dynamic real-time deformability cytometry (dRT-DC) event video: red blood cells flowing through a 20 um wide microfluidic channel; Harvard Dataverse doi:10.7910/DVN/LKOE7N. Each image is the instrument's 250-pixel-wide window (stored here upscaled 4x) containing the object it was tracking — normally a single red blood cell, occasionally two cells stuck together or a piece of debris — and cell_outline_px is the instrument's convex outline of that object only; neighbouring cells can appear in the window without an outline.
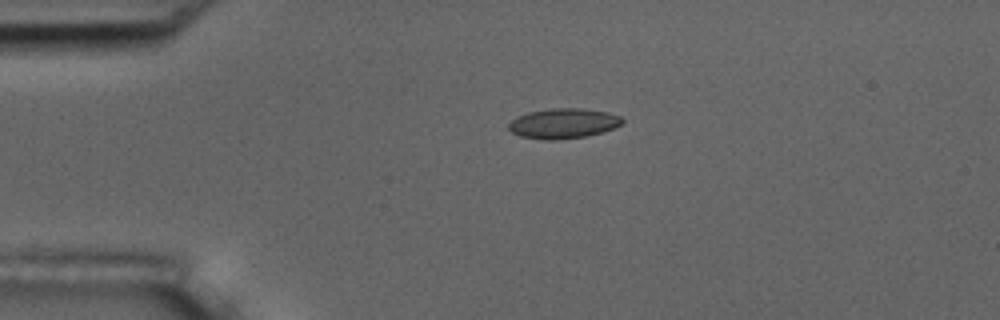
{"species": "common noctule bat (a hibernating species)", "species_latin": "Nyctalus noctula", "temperature_condition": "room temperature", "stored_images_in_passage": 2, "camera_frame_rate_fps": 3000, "um_per_image_px": 0.085, "animal": {"sex": "male", "body_mass_g": 17.5, "forearm_length_mm": 52.3}, "frame": {"image": 1, "passage_image": 2, "time_ms": 1.0, "image_size_px": [1000, 320], "cell_outline_px": [[624, 120], [620, 124], [612, 128], [600, 132], [584, 136], [556, 140], [544, 140], [520, 136], [512, 132], [508, 128], [508, 124], [516, 116], [528, 112], [552, 108], [580, 108], [608, 112], [620, 116]], "centroid_in_image_um": [47.84, 10.48], "position_along_channel_um": 37.2, "area_um2": 19.77}}